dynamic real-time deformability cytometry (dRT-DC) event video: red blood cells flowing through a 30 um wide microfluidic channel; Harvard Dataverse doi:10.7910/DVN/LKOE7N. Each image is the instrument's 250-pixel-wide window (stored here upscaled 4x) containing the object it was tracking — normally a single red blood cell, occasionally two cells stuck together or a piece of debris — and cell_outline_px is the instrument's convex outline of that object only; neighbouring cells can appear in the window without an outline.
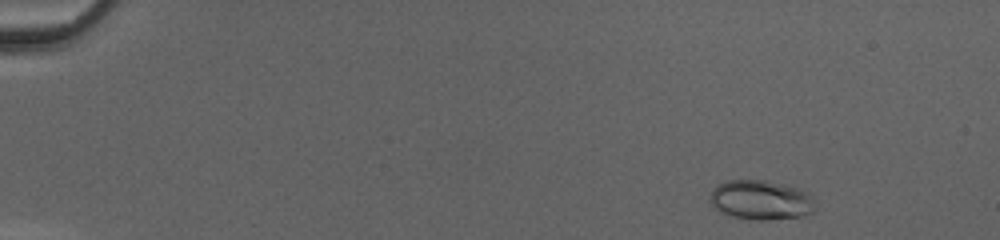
{"species": "common noctule bat (a hibernating species)", "species_latin": "Nyctalus noctula", "temperature_condition": "cold", "stored_images_in_passage": 48, "camera_frame_rate_fps": 3000, "um_per_image_px": 0.085, "animal": {"sex": "female", "body_mass_g": 20.0, "forearm_length_mm": 54.0}, "frame": {"image": 1, "passage_image": 4, "time_ms": 1.0, "image_size_px": [1000, 240], "cell_outline_px": [[812, 212], [804, 216], [768, 220], [752, 220], [732, 216], [720, 212], [708, 200], [716, 184], [724, 180], [764, 180], [784, 184], [800, 188], [808, 192], [812, 196]], "centroid_in_image_um": [64.64, 16.99], "position_along_channel_um": 20.4, "area_um2": 24.39}}
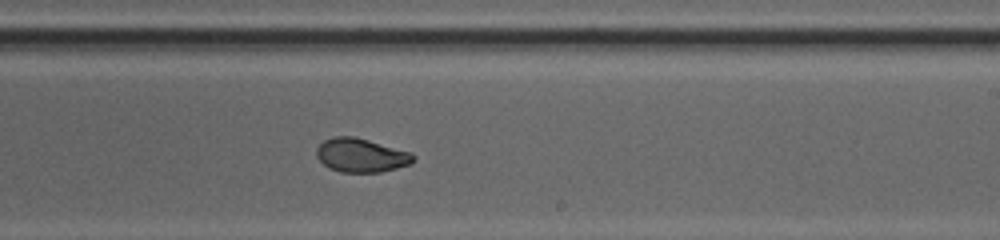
{"frame": {"image": 2, "passage_image": 30, "time_ms": 9.667, "image_size_px": [1000, 240], "cell_outline_px": [[416, 160], [412, 164], [380, 172], [340, 172], [328, 168], [316, 156], [316, 148], [324, 140], [332, 136], [352, 136], [368, 140], [412, 152], [416, 156]], "centroid_in_image_um": [30.71, 13.2], "position_along_channel_um": 258.3, "area_um2": 19.25}}
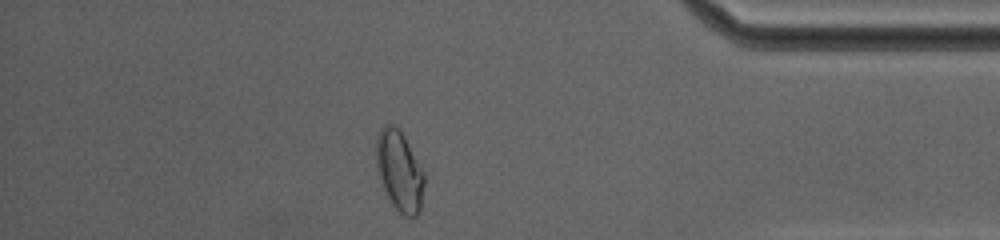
{"frame": {"image": 3, "passage_image": 42, "time_ms": 13.667, "image_size_px": [1000, 240], "cell_outline_px": [[424, 184], [420, 212], [416, 216], [404, 216], [392, 204], [384, 188], [376, 168], [376, 136], [380, 128], [384, 124], [392, 124], [404, 136], [424, 172]], "centroid_in_image_um": [33.94, 14.52], "position_along_channel_um": 401.3, "area_um2": 22.31}, "authors_computed_cell_mechanics": {"area_um2": 20.7502, "velocity_mm_per_s": 4.2186, "shape_relaxation_time_tau1_ms": 3.2338, "shape_relaxation_time_tau2_ms": 0.6715, "deformation_change_tau1": 0.1301, "deformation_change_tau2": 0.0307}}